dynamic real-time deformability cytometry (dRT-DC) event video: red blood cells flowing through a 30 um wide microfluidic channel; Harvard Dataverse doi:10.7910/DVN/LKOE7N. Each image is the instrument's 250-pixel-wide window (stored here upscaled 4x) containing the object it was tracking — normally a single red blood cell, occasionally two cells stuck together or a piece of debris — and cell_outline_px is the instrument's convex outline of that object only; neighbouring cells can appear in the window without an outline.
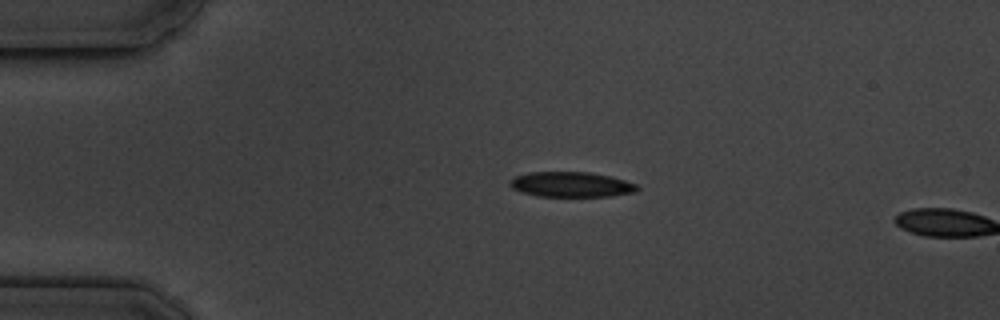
{"species": "common noctule bat (a hibernating species)", "species_latin": "Nyctalus noctula", "temperature_condition": "cold", "stored_images_in_passage": 2, "camera_frame_rate_fps": 3000, "um_per_image_px": 0.085, "animal": {"sex": "male", "body_mass_g": 19.5, "forearm_length_mm": 54.6}, "frame": {"image": 1, "passage_image": 1, "time_ms": 0.0, "image_size_px": [1000, 320], "cell_outline_px": [[640, 188], [636, 192], [612, 196], [536, 196], [520, 192], [512, 188], [508, 184], [508, 180], [516, 176], [528, 172], [588, 172], [612, 176], [636, 184]], "centroid_in_image_um": [48.53, 15.68], "position_along_channel_um": 36.5, "area_um2": 18.84}}